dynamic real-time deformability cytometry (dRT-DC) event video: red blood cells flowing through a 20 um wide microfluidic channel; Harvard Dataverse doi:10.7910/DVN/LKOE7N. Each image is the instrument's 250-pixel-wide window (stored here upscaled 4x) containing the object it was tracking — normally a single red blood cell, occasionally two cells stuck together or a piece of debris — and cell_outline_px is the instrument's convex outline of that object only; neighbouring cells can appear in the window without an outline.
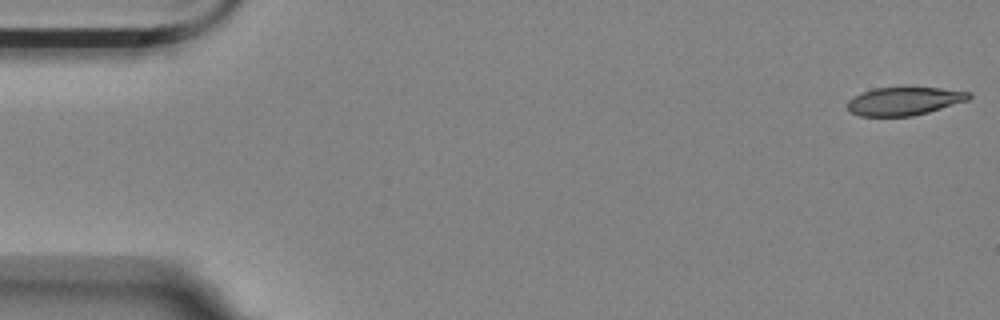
{"species": "Egyptian fruit bat (a non-hibernating species)", "species_latin": "Rousettus aegyptiacus", "temperature_condition": "room temperature", "stored_images_in_passage": 15, "camera_frame_rate_fps": 3000, "um_per_image_px": 0.085, "animal": {"sex": "female"}, "frame": {"image": 1, "passage_image": 1, "time_ms": 0.0, "image_size_px": [1000, 320], "cell_outline_px": [[972, 96], [968, 100], [928, 112], [912, 116], [860, 116], [852, 112], [848, 108], [848, 100], [852, 96], [876, 88], [940, 88], [972, 92]], "centroid_in_image_um": [76.87, 8.6], "position_along_channel_um": 8.1, "area_um2": 19.71}}